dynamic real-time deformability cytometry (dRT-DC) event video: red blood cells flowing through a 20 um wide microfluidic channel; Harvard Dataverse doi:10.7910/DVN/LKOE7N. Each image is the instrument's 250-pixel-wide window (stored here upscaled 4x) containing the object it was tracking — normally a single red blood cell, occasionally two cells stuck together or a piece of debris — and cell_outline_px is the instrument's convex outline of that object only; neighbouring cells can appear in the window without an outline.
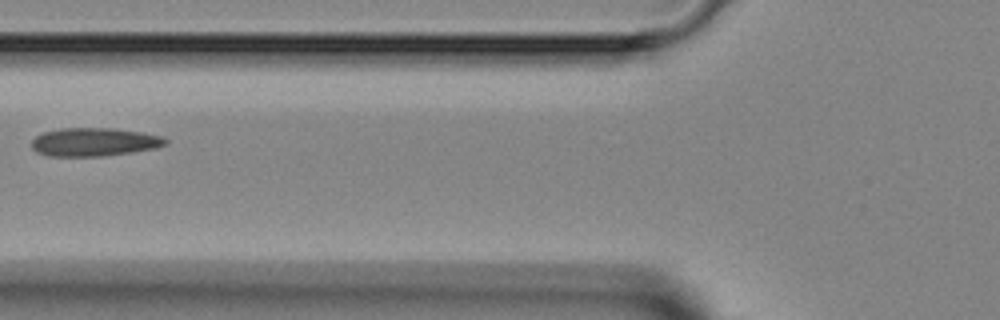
{"species": "Egyptian fruit bat (a non-hibernating species)", "species_latin": "Rousettus aegyptiacus", "temperature_condition": "room temperature", "stored_images_in_passage": 7, "camera_frame_rate_fps": 3000, "um_per_image_px": 0.085, "animal": {"sex": "female"}, "frame": {"image": 1, "passage_image": 6, "time_ms": 5.667, "image_size_px": [1000, 320], "cell_outline_px": [[168, 144], [156, 148], [132, 152], [100, 156], [48, 156], [36, 152], [32, 148], [32, 140], [36, 136], [44, 132], [60, 128], [112, 128], [144, 132], [164, 136], [168, 140]], "centroid_in_image_um": [8.04, 12.06], "position_along_channel_um": 117.8, "area_um2": 22.31}}
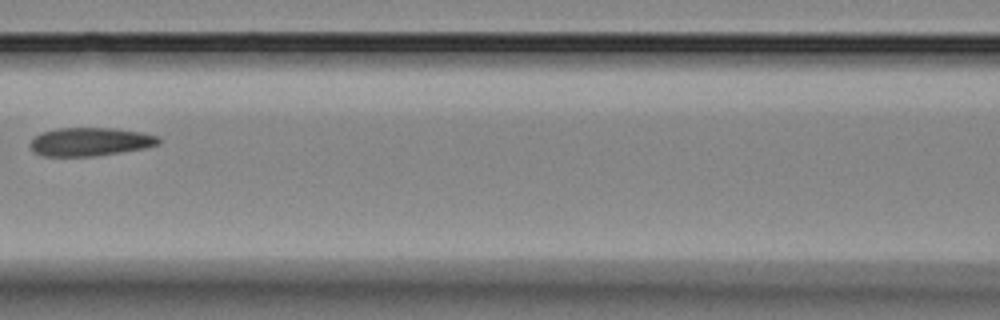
{"frame": {"image": 2, "passage_image": 7, "time_ms": 6.667, "image_size_px": [1000, 320], "cell_outline_px": [[160, 144], [144, 148], [96, 156], [44, 156], [32, 152], [28, 144], [40, 132], [56, 128], [116, 128], [140, 132], [160, 136]], "centroid_in_image_um": [7.64, 12.04], "position_along_channel_um": 159.0, "area_um2": 21.44}}